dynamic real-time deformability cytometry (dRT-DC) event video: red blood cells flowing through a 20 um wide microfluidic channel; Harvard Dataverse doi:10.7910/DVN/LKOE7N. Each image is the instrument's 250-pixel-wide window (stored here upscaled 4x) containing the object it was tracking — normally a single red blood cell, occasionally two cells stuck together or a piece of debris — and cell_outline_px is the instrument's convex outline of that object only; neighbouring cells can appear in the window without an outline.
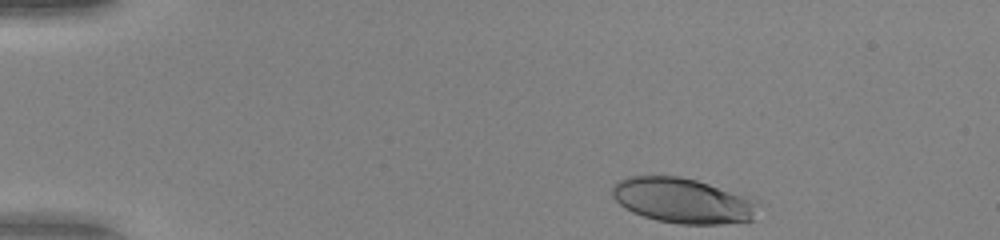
{"species": "human", "species_latin": "Homo sapiens", "temperature_condition": "warm", "stored_images_in_passage": 44, "camera_frame_rate_fps": 3000, "um_per_image_px": 0.085, "donor": {"sex": "female"}, "frame": {"image": 1, "passage_image": 1, "time_ms": 0.0, "image_size_px": [1000, 240], "cell_outline_px": [[756, 220], [720, 224], [680, 224], [656, 220], [632, 212], [624, 208], [612, 196], [612, 184], [628, 176], [680, 176], [696, 180], [756, 200]], "centroid_in_image_um": [58.0, 17.06], "position_along_channel_um": 27.0, "area_um2": 38.21}}
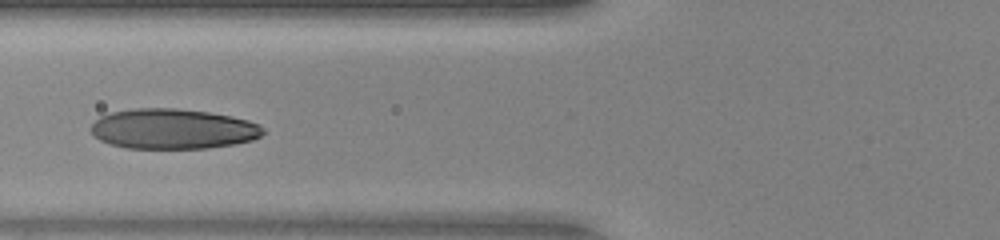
{"frame": {"image": 2, "passage_image": 14, "time_ms": 4.333, "image_size_px": [1000, 240], "cell_outline_px": [[264, 132], [260, 136], [252, 140], [236, 144], [208, 148], [124, 148], [100, 140], [92, 132], [92, 124], [100, 116], [112, 112], [136, 108], [176, 108], [208, 112], [232, 116], [248, 120], [260, 124], [264, 128]], "centroid_in_image_um": [14.74, 10.95], "position_along_channel_um": 111.1, "area_um2": 40.29}}
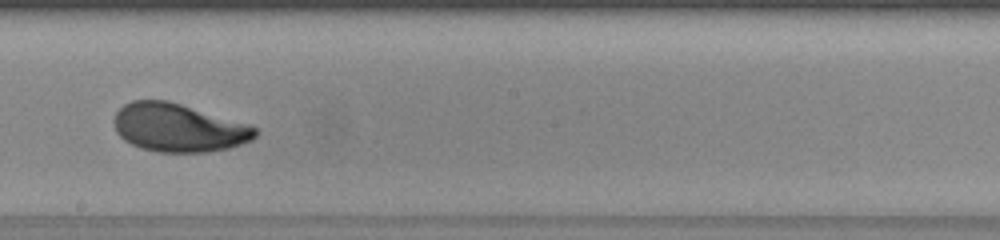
{"frame": {"image": 3, "passage_image": 23, "time_ms": 7.333, "image_size_px": [1000, 240], "cell_outline_px": [[256, 136], [252, 140], [228, 148], [208, 152], [156, 152], [140, 148], [124, 140], [116, 132], [112, 120], [116, 112], [124, 104], [132, 100], [168, 100], [248, 124], [256, 128]], "centroid_in_image_um": [15.12, 10.86], "position_along_channel_um": 233.1, "area_um2": 39.71}, "authors_computed_cell_mechanics": {"area_um2": 39.2751, "velocity_mm_per_s": 4.0626, "shape_relaxation_time_tau1_ms": 2.8178, "shape_relaxation_time_tau2_ms": 0.7628, "deformation_change_tau1": 0.1752, "deformation_change_tau2": 0.0611}}